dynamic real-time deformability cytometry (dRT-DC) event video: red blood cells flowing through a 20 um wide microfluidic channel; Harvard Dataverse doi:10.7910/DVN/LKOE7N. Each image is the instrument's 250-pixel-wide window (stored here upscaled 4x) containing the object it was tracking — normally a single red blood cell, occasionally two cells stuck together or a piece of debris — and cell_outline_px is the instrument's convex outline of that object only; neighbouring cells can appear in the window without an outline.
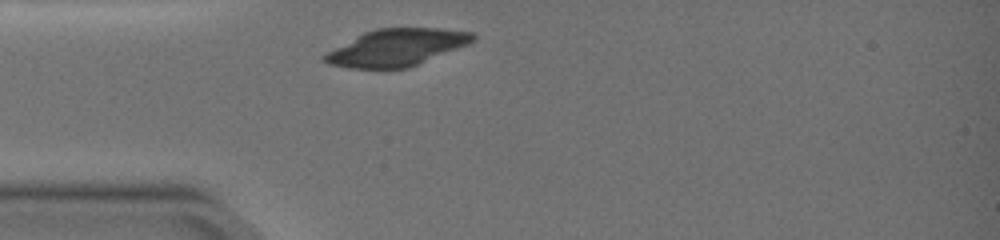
{"species": "common noctule bat (a hibernating species)", "species_latin": "Nyctalus noctula", "temperature_condition": "warm", "stored_images_in_passage": 7, "camera_frame_rate_fps": 3000, "um_per_image_px": 0.085, "animal": {"sex": "female", "body_mass_g": 19.0, "forearm_length_mm": 51.5}, "frame": {"image": 1, "passage_image": 1, "time_ms": 0.0, "image_size_px": [1000, 240], "cell_outline_px": [[476, 40], [468, 44], [408, 68], [352, 68], [328, 64], [320, 56], [324, 52], [364, 32], [376, 28], [440, 28], [472, 32], [476, 36]], "centroid_in_image_um": [33.68, 4.03], "position_along_channel_um": 51.3, "area_um2": 31.96}}
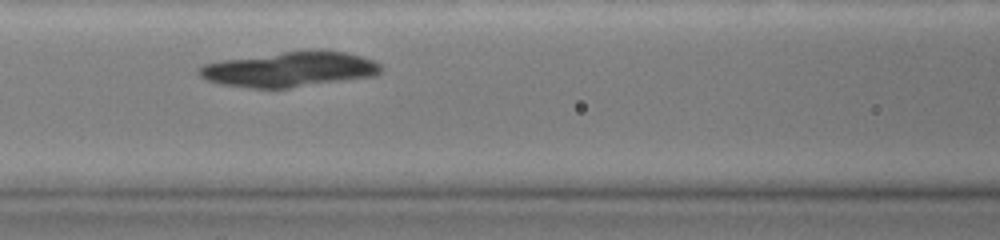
{"frame": {"image": 2, "passage_image": 6, "time_ms": 2.667, "image_size_px": [1000, 240], "cell_outline_px": [[384, 68], [376, 76], [288, 88], [248, 88], [220, 84], [208, 80], [200, 76], [196, 72], [204, 64], [220, 60], [312, 48], [344, 52], [360, 56], [372, 60], [380, 64]], "centroid_in_image_um": [24.63, 5.88], "position_along_channel_um": 142.0, "area_um2": 37.57}}